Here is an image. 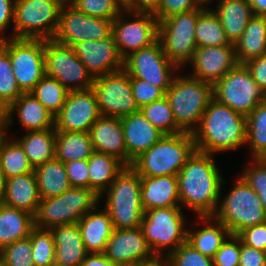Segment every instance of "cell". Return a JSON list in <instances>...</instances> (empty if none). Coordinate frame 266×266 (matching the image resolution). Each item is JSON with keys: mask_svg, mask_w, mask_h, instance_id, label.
Masks as SVG:
<instances>
[{"mask_svg": "<svg viewBox=\"0 0 266 266\" xmlns=\"http://www.w3.org/2000/svg\"><path fill=\"white\" fill-rule=\"evenodd\" d=\"M212 154L195 151L179 173L180 206H187L195 216H212L219 204L223 176Z\"/></svg>", "mask_w": 266, "mask_h": 266, "instance_id": "1", "label": "cell"}, {"mask_svg": "<svg viewBox=\"0 0 266 266\" xmlns=\"http://www.w3.org/2000/svg\"><path fill=\"white\" fill-rule=\"evenodd\" d=\"M192 134L198 152L235 151L246 145V116L213 97Z\"/></svg>", "mask_w": 266, "mask_h": 266, "instance_id": "2", "label": "cell"}, {"mask_svg": "<svg viewBox=\"0 0 266 266\" xmlns=\"http://www.w3.org/2000/svg\"><path fill=\"white\" fill-rule=\"evenodd\" d=\"M195 151L193 134L163 135L150 149L134 159L131 167L140 177L177 175Z\"/></svg>", "mask_w": 266, "mask_h": 266, "instance_id": "3", "label": "cell"}, {"mask_svg": "<svg viewBox=\"0 0 266 266\" xmlns=\"http://www.w3.org/2000/svg\"><path fill=\"white\" fill-rule=\"evenodd\" d=\"M167 97L176 125L186 133H193L199 126L203 113L213 98V84L192 76L175 74Z\"/></svg>", "mask_w": 266, "mask_h": 266, "instance_id": "4", "label": "cell"}, {"mask_svg": "<svg viewBox=\"0 0 266 266\" xmlns=\"http://www.w3.org/2000/svg\"><path fill=\"white\" fill-rule=\"evenodd\" d=\"M107 192L104 208L109 212L114 229L141 227L144 210L141 203V181L139 174L125 166L115 177Z\"/></svg>", "mask_w": 266, "mask_h": 266, "instance_id": "5", "label": "cell"}, {"mask_svg": "<svg viewBox=\"0 0 266 266\" xmlns=\"http://www.w3.org/2000/svg\"><path fill=\"white\" fill-rule=\"evenodd\" d=\"M184 217L182 207H161L144 211L141 229L156 258L166 259L187 241Z\"/></svg>", "mask_w": 266, "mask_h": 266, "instance_id": "6", "label": "cell"}, {"mask_svg": "<svg viewBox=\"0 0 266 266\" xmlns=\"http://www.w3.org/2000/svg\"><path fill=\"white\" fill-rule=\"evenodd\" d=\"M100 201V196L93 189L79 187H71L59 196L42 198L34 215V227L50 229L75 224Z\"/></svg>", "mask_w": 266, "mask_h": 266, "instance_id": "7", "label": "cell"}, {"mask_svg": "<svg viewBox=\"0 0 266 266\" xmlns=\"http://www.w3.org/2000/svg\"><path fill=\"white\" fill-rule=\"evenodd\" d=\"M233 185L226 197H222L220 190V204L212 216L231 234H238L244 228L266 222V211L258 194L241 176Z\"/></svg>", "mask_w": 266, "mask_h": 266, "instance_id": "8", "label": "cell"}, {"mask_svg": "<svg viewBox=\"0 0 266 266\" xmlns=\"http://www.w3.org/2000/svg\"><path fill=\"white\" fill-rule=\"evenodd\" d=\"M62 3L58 0H15L9 38L53 39Z\"/></svg>", "mask_w": 266, "mask_h": 266, "instance_id": "9", "label": "cell"}, {"mask_svg": "<svg viewBox=\"0 0 266 266\" xmlns=\"http://www.w3.org/2000/svg\"><path fill=\"white\" fill-rule=\"evenodd\" d=\"M205 9L176 14L159 22L158 40L163 52L179 68L194 58L197 48L195 41L197 19Z\"/></svg>", "mask_w": 266, "mask_h": 266, "instance_id": "10", "label": "cell"}, {"mask_svg": "<svg viewBox=\"0 0 266 266\" xmlns=\"http://www.w3.org/2000/svg\"><path fill=\"white\" fill-rule=\"evenodd\" d=\"M0 46L9 54L17 84L23 93H30L45 76L44 40L8 38Z\"/></svg>", "mask_w": 266, "mask_h": 266, "instance_id": "11", "label": "cell"}, {"mask_svg": "<svg viewBox=\"0 0 266 266\" xmlns=\"http://www.w3.org/2000/svg\"><path fill=\"white\" fill-rule=\"evenodd\" d=\"M213 97L245 116L266 99L245 64H237L213 85Z\"/></svg>", "mask_w": 266, "mask_h": 266, "instance_id": "12", "label": "cell"}, {"mask_svg": "<svg viewBox=\"0 0 266 266\" xmlns=\"http://www.w3.org/2000/svg\"><path fill=\"white\" fill-rule=\"evenodd\" d=\"M45 75L57 79L68 91L92 88L95 79L71 46L44 40Z\"/></svg>", "mask_w": 266, "mask_h": 266, "instance_id": "13", "label": "cell"}, {"mask_svg": "<svg viewBox=\"0 0 266 266\" xmlns=\"http://www.w3.org/2000/svg\"><path fill=\"white\" fill-rule=\"evenodd\" d=\"M126 17L133 18L129 20ZM158 26L159 22L153 13L127 10L119 13L112 20L111 34L121 57L125 59L132 52L155 43L158 40Z\"/></svg>", "mask_w": 266, "mask_h": 266, "instance_id": "14", "label": "cell"}, {"mask_svg": "<svg viewBox=\"0 0 266 266\" xmlns=\"http://www.w3.org/2000/svg\"><path fill=\"white\" fill-rule=\"evenodd\" d=\"M178 68L164 54L159 40L148 47L132 52L124 59V70L130 78L148 81L164 93L171 86L175 78L174 72Z\"/></svg>", "mask_w": 266, "mask_h": 266, "instance_id": "15", "label": "cell"}, {"mask_svg": "<svg viewBox=\"0 0 266 266\" xmlns=\"http://www.w3.org/2000/svg\"><path fill=\"white\" fill-rule=\"evenodd\" d=\"M101 116L122 118L138 112L130 76L121 69L97 77L92 86Z\"/></svg>", "mask_w": 266, "mask_h": 266, "instance_id": "16", "label": "cell"}, {"mask_svg": "<svg viewBox=\"0 0 266 266\" xmlns=\"http://www.w3.org/2000/svg\"><path fill=\"white\" fill-rule=\"evenodd\" d=\"M112 33V20L86 15L71 4H62L53 40L73 46L87 40H103Z\"/></svg>", "mask_w": 266, "mask_h": 266, "instance_id": "17", "label": "cell"}, {"mask_svg": "<svg viewBox=\"0 0 266 266\" xmlns=\"http://www.w3.org/2000/svg\"><path fill=\"white\" fill-rule=\"evenodd\" d=\"M100 116L92 88L69 91L65 104L55 116V131L89 132Z\"/></svg>", "mask_w": 266, "mask_h": 266, "instance_id": "18", "label": "cell"}, {"mask_svg": "<svg viewBox=\"0 0 266 266\" xmlns=\"http://www.w3.org/2000/svg\"><path fill=\"white\" fill-rule=\"evenodd\" d=\"M104 255L120 266H137L157 259L148 246L141 227L114 229Z\"/></svg>", "mask_w": 266, "mask_h": 266, "instance_id": "19", "label": "cell"}, {"mask_svg": "<svg viewBox=\"0 0 266 266\" xmlns=\"http://www.w3.org/2000/svg\"><path fill=\"white\" fill-rule=\"evenodd\" d=\"M72 49L94 79L124 69V59L112 34L103 40L79 42Z\"/></svg>", "mask_w": 266, "mask_h": 266, "instance_id": "20", "label": "cell"}, {"mask_svg": "<svg viewBox=\"0 0 266 266\" xmlns=\"http://www.w3.org/2000/svg\"><path fill=\"white\" fill-rule=\"evenodd\" d=\"M190 76L215 84L237 64L235 45L197 47Z\"/></svg>", "mask_w": 266, "mask_h": 266, "instance_id": "21", "label": "cell"}, {"mask_svg": "<svg viewBox=\"0 0 266 266\" xmlns=\"http://www.w3.org/2000/svg\"><path fill=\"white\" fill-rule=\"evenodd\" d=\"M15 110L17 112H15ZM17 115L26 131H44L55 129V116L50 113L31 93H23L6 109L3 117L5 132L14 123L13 114Z\"/></svg>", "mask_w": 266, "mask_h": 266, "instance_id": "22", "label": "cell"}, {"mask_svg": "<svg viewBox=\"0 0 266 266\" xmlns=\"http://www.w3.org/2000/svg\"><path fill=\"white\" fill-rule=\"evenodd\" d=\"M120 119L127 149V166H131L134 159L150 149L164 134L155 128L140 110Z\"/></svg>", "mask_w": 266, "mask_h": 266, "instance_id": "23", "label": "cell"}, {"mask_svg": "<svg viewBox=\"0 0 266 266\" xmlns=\"http://www.w3.org/2000/svg\"><path fill=\"white\" fill-rule=\"evenodd\" d=\"M95 152L108 154L127 166V149L121 119L100 116L89 130Z\"/></svg>", "mask_w": 266, "mask_h": 266, "instance_id": "24", "label": "cell"}, {"mask_svg": "<svg viewBox=\"0 0 266 266\" xmlns=\"http://www.w3.org/2000/svg\"><path fill=\"white\" fill-rule=\"evenodd\" d=\"M143 210L181 207L177 175L140 177Z\"/></svg>", "mask_w": 266, "mask_h": 266, "instance_id": "25", "label": "cell"}, {"mask_svg": "<svg viewBox=\"0 0 266 266\" xmlns=\"http://www.w3.org/2000/svg\"><path fill=\"white\" fill-rule=\"evenodd\" d=\"M49 230L55 243V265L79 266L88 252L77 223L54 226Z\"/></svg>", "mask_w": 266, "mask_h": 266, "instance_id": "26", "label": "cell"}, {"mask_svg": "<svg viewBox=\"0 0 266 266\" xmlns=\"http://www.w3.org/2000/svg\"><path fill=\"white\" fill-rule=\"evenodd\" d=\"M77 225L86 251L88 253H104L107 242L114 231L109 212L105 208L101 212L96 206L83 215Z\"/></svg>", "mask_w": 266, "mask_h": 266, "instance_id": "27", "label": "cell"}, {"mask_svg": "<svg viewBox=\"0 0 266 266\" xmlns=\"http://www.w3.org/2000/svg\"><path fill=\"white\" fill-rule=\"evenodd\" d=\"M40 200L34 171L6 179L4 205L35 215Z\"/></svg>", "mask_w": 266, "mask_h": 266, "instance_id": "28", "label": "cell"}, {"mask_svg": "<svg viewBox=\"0 0 266 266\" xmlns=\"http://www.w3.org/2000/svg\"><path fill=\"white\" fill-rule=\"evenodd\" d=\"M216 9L225 34L231 43H235L243 34L249 20L253 17L247 0H219Z\"/></svg>", "mask_w": 266, "mask_h": 266, "instance_id": "29", "label": "cell"}, {"mask_svg": "<svg viewBox=\"0 0 266 266\" xmlns=\"http://www.w3.org/2000/svg\"><path fill=\"white\" fill-rule=\"evenodd\" d=\"M197 218L207 225L197 230L187 228V242L203 255L213 258L231 233L213 216H198Z\"/></svg>", "mask_w": 266, "mask_h": 266, "instance_id": "30", "label": "cell"}, {"mask_svg": "<svg viewBox=\"0 0 266 266\" xmlns=\"http://www.w3.org/2000/svg\"><path fill=\"white\" fill-rule=\"evenodd\" d=\"M234 45L238 64L266 54V17L253 15Z\"/></svg>", "mask_w": 266, "mask_h": 266, "instance_id": "31", "label": "cell"}, {"mask_svg": "<svg viewBox=\"0 0 266 266\" xmlns=\"http://www.w3.org/2000/svg\"><path fill=\"white\" fill-rule=\"evenodd\" d=\"M34 228V215L6 205L0 207V250L16 240L29 237Z\"/></svg>", "mask_w": 266, "mask_h": 266, "instance_id": "32", "label": "cell"}, {"mask_svg": "<svg viewBox=\"0 0 266 266\" xmlns=\"http://www.w3.org/2000/svg\"><path fill=\"white\" fill-rule=\"evenodd\" d=\"M40 198L59 196L71 188L65 164L52 159L34 168Z\"/></svg>", "mask_w": 266, "mask_h": 266, "instance_id": "33", "label": "cell"}, {"mask_svg": "<svg viewBox=\"0 0 266 266\" xmlns=\"http://www.w3.org/2000/svg\"><path fill=\"white\" fill-rule=\"evenodd\" d=\"M94 152L89 132L56 131L55 159L88 160Z\"/></svg>", "mask_w": 266, "mask_h": 266, "instance_id": "34", "label": "cell"}, {"mask_svg": "<svg viewBox=\"0 0 266 266\" xmlns=\"http://www.w3.org/2000/svg\"><path fill=\"white\" fill-rule=\"evenodd\" d=\"M22 146L33 168L55 158L56 131H27L21 139H16Z\"/></svg>", "mask_w": 266, "mask_h": 266, "instance_id": "35", "label": "cell"}, {"mask_svg": "<svg viewBox=\"0 0 266 266\" xmlns=\"http://www.w3.org/2000/svg\"><path fill=\"white\" fill-rule=\"evenodd\" d=\"M88 166L90 189L100 196L126 165L114 156L94 152L88 159Z\"/></svg>", "mask_w": 266, "mask_h": 266, "instance_id": "36", "label": "cell"}, {"mask_svg": "<svg viewBox=\"0 0 266 266\" xmlns=\"http://www.w3.org/2000/svg\"><path fill=\"white\" fill-rule=\"evenodd\" d=\"M5 133L0 138V170L6 179L34 171L20 143L7 139Z\"/></svg>", "mask_w": 266, "mask_h": 266, "instance_id": "37", "label": "cell"}, {"mask_svg": "<svg viewBox=\"0 0 266 266\" xmlns=\"http://www.w3.org/2000/svg\"><path fill=\"white\" fill-rule=\"evenodd\" d=\"M252 159H266V99L246 116V145Z\"/></svg>", "mask_w": 266, "mask_h": 266, "instance_id": "38", "label": "cell"}, {"mask_svg": "<svg viewBox=\"0 0 266 266\" xmlns=\"http://www.w3.org/2000/svg\"><path fill=\"white\" fill-rule=\"evenodd\" d=\"M197 47L224 46L232 43L227 38L219 17L207 7L197 19L195 29Z\"/></svg>", "mask_w": 266, "mask_h": 266, "instance_id": "39", "label": "cell"}, {"mask_svg": "<svg viewBox=\"0 0 266 266\" xmlns=\"http://www.w3.org/2000/svg\"><path fill=\"white\" fill-rule=\"evenodd\" d=\"M30 93L56 116L65 104L69 91L57 79L45 75Z\"/></svg>", "mask_w": 266, "mask_h": 266, "instance_id": "40", "label": "cell"}, {"mask_svg": "<svg viewBox=\"0 0 266 266\" xmlns=\"http://www.w3.org/2000/svg\"><path fill=\"white\" fill-rule=\"evenodd\" d=\"M139 110L164 135L183 133L175 123L171 106L166 96L142 106Z\"/></svg>", "mask_w": 266, "mask_h": 266, "instance_id": "41", "label": "cell"}, {"mask_svg": "<svg viewBox=\"0 0 266 266\" xmlns=\"http://www.w3.org/2000/svg\"><path fill=\"white\" fill-rule=\"evenodd\" d=\"M35 266L55 265V243L49 229L34 227L29 234Z\"/></svg>", "mask_w": 266, "mask_h": 266, "instance_id": "42", "label": "cell"}, {"mask_svg": "<svg viewBox=\"0 0 266 266\" xmlns=\"http://www.w3.org/2000/svg\"><path fill=\"white\" fill-rule=\"evenodd\" d=\"M22 94L13 73L9 54L0 46V101L8 107Z\"/></svg>", "mask_w": 266, "mask_h": 266, "instance_id": "43", "label": "cell"}, {"mask_svg": "<svg viewBox=\"0 0 266 266\" xmlns=\"http://www.w3.org/2000/svg\"><path fill=\"white\" fill-rule=\"evenodd\" d=\"M71 5L86 15L107 20L125 11L124 0H74Z\"/></svg>", "mask_w": 266, "mask_h": 266, "instance_id": "44", "label": "cell"}, {"mask_svg": "<svg viewBox=\"0 0 266 266\" xmlns=\"http://www.w3.org/2000/svg\"><path fill=\"white\" fill-rule=\"evenodd\" d=\"M30 237L16 240L0 250V259L5 266H35Z\"/></svg>", "mask_w": 266, "mask_h": 266, "instance_id": "45", "label": "cell"}, {"mask_svg": "<svg viewBox=\"0 0 266 266\" xmlns=\"http://www.w3.org/2000/svg\"><path fill=\"white\" fill-rule=\"evenodd\" d=\"M250 165L242 168L240 176L258 194L266 211V159H252Z\"/></svg>", "mask_w": 266, "mask_h": 266, "instance_id": "46", "label": "cell"}, {"mask_svg": "<svg viewBox=\"0 0 266 266\" xmlns=\"http://www.w3.org/2000/svg\"><path fill=\"white\" fill-rule=\"evenodd\" d=\"M169 266H214L213 258L203 255L187 241L166 258Z\"/></svg>", "mask_w": 266, "mask_h": 266, "instance_id": "47", "label": "cell"}, {"mask_svg": "<svg viewBox=\"0 0 266 266\" xmlns=\"http://www.w3.org/2000/svg\"><path fill=\"white\" fill-rule=\"evenodd\" d=\"M240 237L230 234L213 257L214 266H239Z\"/></svg>", "mask_w": 266, "mask_h": 266, "instance_id": "48", "label": "cell"}, {"mask_svg": "<svg viewBox=\"0 0 266 266\" xmlns=\"http://www.w3.org/2000/svg\"><path fill=\"white\" fill-rule=\"evenodd\" d=\"M130 84L135 103L139 109L165 96L159 87L140 78H130Z\"/></svg>", "mask_w": 266, "mask_h": 266, "instance_id": "49", "label": "cell"}, {"mask_svg": "<svg viewBox=\"0 0 266 266\" xmlns=\"http://www.w3.org/2000/svg\"><path fill=\"white\" fill-rule=\"evenodd\" d=\"M206 8L199 0H161L158 9L153 13L158 22L173 15Z\"/></svg>", "mask_w": 266, "mask_h": 266, "instance_id": "50", "label": "cell"}, {"mask_svg": "<svg viewBox=\"0 0 266 266\" xmlns=\"http://www.w3.org/2000/svg\"><path fill=\"white\" fill-rule=\"evenodd\" d=\"M71 187L90 189L88 160L65 162Z\"/></svg>", "mask_w": 266, "mask_h": 266, "instance_id": "51", "label": "cell"}, {"mask_svg": "<svg viewBox=\"0 0 266 266\" xmlns=\"http://www.w3.org/2000/svg\"><path fill=\"white\" fill-rule=\"evenodd\" d=\"M237 235L244 244L266 252V222L244 228Z\"/></svg>", "mask_w": 266, "mask_h": 266, "instance_id": "52", "label": "cell"}, {"mask_svg": "<svg viewBox=\"0 0 266 266\" xmlns=\"http://www.w3.org/2000/svg\"><path fill=\"white\" fill-rule=\"evenodd\" d=\"M239 266H266V252L250 247L240 239Z\"/></svg>", "mask_w": 266, "mask_h": 266, "instance_id": "53", "label": "cell"}, {"mask_svg": "<svg viewBox=\"0 0 266 266\" xmlns=\"http://www.w3.org/2000/svg\"><path fill=\"white\" fill-rule=\"evenodd\" d=\"M244 64L251 72L254 81L266 95V54L250 59Z\"/></svg>", "mask_w": 266, "mask_h": 266, "instance_id": "54", "label": "cell"}, {"mask_svg": "<svg viewBox=\"0 0 266 266\" xmlns=\"http://www.w3.org/2000/svg\"><path fill=\"white\" fill-rule=\"evenodd\" d=\"M15 0H0V41L8 39L2 34L13 24ZM10 24V25H9Z\"/></svg>", "mask_w": 266, "mask_h": 266, "instance_id": "55", "label": "cell"}, {"mask_svg": "<svg viewBox=\"0 0 266 266\" xmlns=\"http://www.w3.org/2000/svg\"><path fill=\"white\" fill-rule=\"evenodd\" d=\"M161 0H124L125 10L130 12L154 13Z\"/></svg>", "mask_w": 266, "mask_h": 266, "instance_id": "56", "label": "cell"}, {"mask_svg": "<svg viewBox=\"0 0 266 266\" xmlns=\"http://www.w3.org/2000/svg\"><path fill=\"white\" fill-rule=\"evenodd\" d=\"M79 266H120L110 259L104 253H88L86 258Z\"/></svg>", "mask_w": 266, "mask_h": 266, "instance_id": "57", "label": "cell"}, {"mask_svg": "<svg viewBox=\"0 0 266 266\" xmlns=\"http://www.w3.org/2000/svg\"><path fill=\"white\" fill-rule=\"evenodd\" d=\"M254 16L266 17V0H247Z\"/></svg>", "mask_w": 266, "mask_h": 266, "instance_id": "58", "label": "cell"}, {"mask_svg": "<svg viewBox=\"0 0 266 266\" xmlns=\"http://www.w3.org/2000/svg\"><path fill=\"white\" fill-rule=\"evenodd\" d=\"M5 186H6V178L3 172L0 170V207L4 205L5 200Z\"/></svg>", "mask_w": 266, "mask_h": 266, "instance_id": "59", "label": "cell"}, {"mask_svg": "<svg viewBox=\"0 0 266 266\" xmlns=\"http://www.w3.org/2000/svg\"><path fill=\"white\" fill-rule=\"evenodd\" d=\"M137 266H169V265H168V262H167L166 259H158L157 258L153 262L140 264V265H137Z\"/></svg>", "mask_w": 266, "mask_h": 266, "instance_id": "60", "label": "cell"}, {"mask_svg": "<svg viewBox=\"0 0 266 266\" xmlns=\"http://www.w3.org/2000/svg\"><path fill=\"white\" fill-rule=\"evenodd\" d=\"M4 119L0 117V138L5 134Z\"/></svg>", "mask_w": 266, "mask_h": 266, "instance_id": "61", "label": "cell"}, {"mask_svg": "<svg viewBox=\"0 0 266 266\" xmlns=\"http://www.w3.org/2000/svg\"><path fill=\"white\" fill-rule=\"evenodd\" d=\"M7 107L0 101V117H4Z\"/></svg>", "mask_w": 266, "mask_h": 266, "instance_id": "62", "label": "cell"}, {"mask_svg": "<svg viewBox=\"0 0 266 266\" xmlns=\"http://www.w3.org/2000/svg\"><path fill=\"white\" fill-rule=\"evenodd\" d=\"M200 1V3L204 6V5H206L205 7L207 8V4H209V2H212V0H199ZM219 1V0H218Z\"/></svg>", "mask_w": 266, "mask_h": 266, "instance_id": "63", "label": "cell"}, {"mask_svg": "<svg viewBox=\"0 0 266 266\" xmlns=\"http://www.w3.org/2000/svg\"><path fill=\"white\" fill-rule=\"evenodd\" d=\"M74 0H61L62 4H71Z\"/></svg>", "mask_w": 266, "mask_h": 266, "instance_id": "64", "label": "cell"}, {"mask_svg": "<svg viewBox=\"0 0 266 266\" xmlns=\"http://www.w3.org/2000/svg\"><path fill=\"white\" fill-rule=\"evenodd\" d=\"M0 266H5L1 259H0Z\"/></svg>", "mask_w": 266, "mask_h": 266, "instance_id": "65", "label": "cell"}]
</instances>
